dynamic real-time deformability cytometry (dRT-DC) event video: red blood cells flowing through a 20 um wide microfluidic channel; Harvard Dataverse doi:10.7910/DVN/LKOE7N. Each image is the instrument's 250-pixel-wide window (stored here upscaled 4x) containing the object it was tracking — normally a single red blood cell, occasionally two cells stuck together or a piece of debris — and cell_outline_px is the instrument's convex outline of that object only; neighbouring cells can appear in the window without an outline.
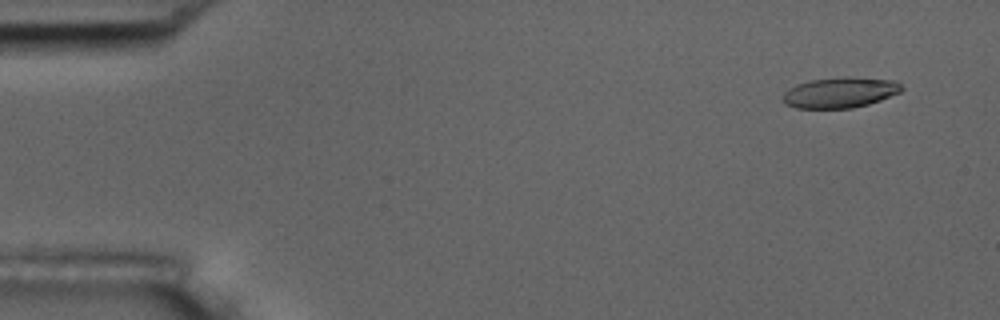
{"species": "common noctule bat (a hibernating species)", "species_latin": "Nyctalus noctula", "temperature_condition": "room temperature", "stored_images_in_passage": 4, "camera_frame_rate_fps": 3000, "um_per_image_px": 0.085, "animal": {"sex": "male", "body_mass_g": 17.5, "forearm_length_mm": 52.3}, "frame": {"image": 1, "passage_image": 1, "time_ms": 0.0, "image_size_px": [1000, 320], "cell_outline_px": [[904, 88], [900, 92], [880, 100], [868, 104], [852, 108], [796, 108], [784, 104], [780, 100], [784, 92], [788, 88], [796, 84], [812, 80], [844, 76], [848, 76], [896, 80]], "centroid_in_image_um": [71.37, 7.86], "position_along_channel_um": 13.6, "area_um2": 21.44}}
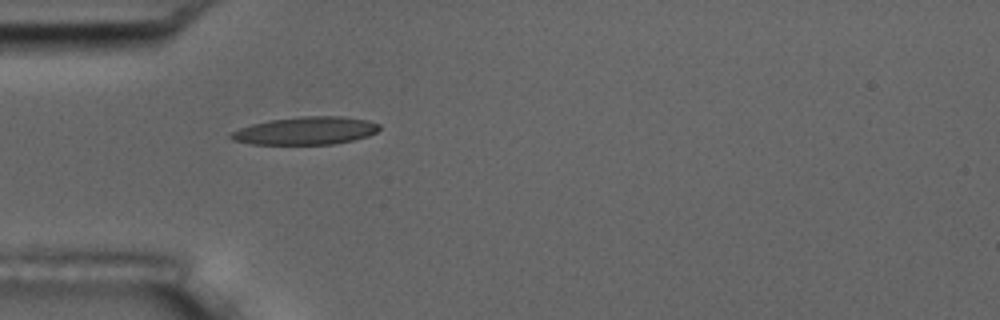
{"frame": {"image": 2, "passage_image": 4, "time_ms": 4.333, "image_size_px": [1000, 320], "cell_outline_px": [[380, 128], [376, 132], [368, 136], [352, 140], [332, 144], [252, 144], [232, 140], [228, 136], [232, 132], [240, 128], [252, 124], [268, 120], [300, 116], [340, 116], [368, 120], [380, 124]], "centroid_in_image_um": [25.98, 11.1], "position_along_channel_um": 59.0, "area_um2": 24.04}}